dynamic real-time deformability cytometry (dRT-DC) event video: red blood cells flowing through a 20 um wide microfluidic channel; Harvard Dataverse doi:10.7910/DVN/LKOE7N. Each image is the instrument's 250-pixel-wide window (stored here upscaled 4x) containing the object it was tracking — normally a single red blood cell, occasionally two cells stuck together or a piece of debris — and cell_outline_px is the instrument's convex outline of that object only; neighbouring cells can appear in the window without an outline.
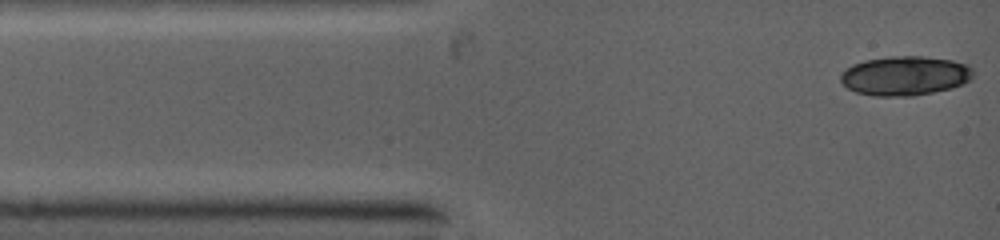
{"species": "common noctule bat (a hibernating species)", "species_latin": "Nyctalus noctula", "temperature_condition": "warm", "stored_images_in_passage": 4, "camera_frame_rate_fps": 5000, "um_per_image_px": 0.085, "animal": {"sex": "female", "body_mass_g": 19.0, "forearm_length_mm": 53.3}, "frame": {"image": 1, "passage_image": 1, "time_ms": 0.0, "image_size_px": [1000, 240], "cell_outline_px": [[976, 72], [972, 80], [964, 84], [952, 88], [912, 96], [872, 96], [856, 92], [848, 88], [840, 80], [840, 72], [852, 64], [864, 60], [892, 56], [924, 56], [952, 60], [968, 64]], "centroid_in_image_um": [76.96, 6.43], "position_along_channel_um": 8.0, "area_um2": 30.87}}